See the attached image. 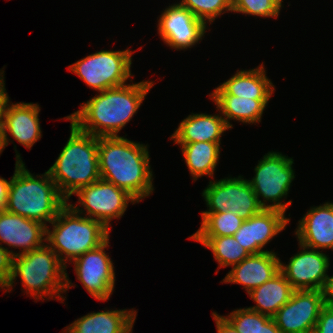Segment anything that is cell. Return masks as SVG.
<instances>
[{"mask_svg": "<svg viewBox=\"0 0 333 333\" xmlns=\"http://www.w3.org/2000/svg\"><path fill=\"white\" fill-rule=\"evenodd\" d=\"M4 70H0V125L4 124V114L7 104L10 103L9 96L5 89Z\"/></svg>", "mask_w": 333, "mask_h": 333, "instance_id": "cell-34", "label": "cell"}, {"mask_svg": "<svg viewBox=\"0 0 333 333\" xmlns=\"http://www.w3.org/2000/svg\"><path fill=\"white\" fill-rule=\"evenodd\" d=\"M295 235L308 248L333 250V203L310 207L298 221Z\"/></svg>", "mask_w": 333, "mask_h": 333, "instance_id": "cell-18", "label": "cell"}, {"mask_svg": "<svg viewBox=\"0 0 333 333\" xmlns=\"http://www.w3.org/2000/svg\"><path fill=\"white\" fill-rule=\"evenodd\" d=\"M305 333H317V332H316L315 329H314V330L307 331V332H305Z\"/></svg>", "mask_w": 333, "mask_h": 333, "instance_id": "cell-40", "label": "cell"}, {"mask_svg": "<svg viewBox=\"0 0 333 333\" xmlns=\"http://www.w3.org/2000/svg\"><path fill=\"white\" fill-rule=\"evenodd\" d=\"M47 171L68 201L80 188L100 179L98 137L80 131L71 122L70 137Z\"/></svg>", "mask_w": 333, "mask_h": 333, "instance_id": "cell-4", "label": "cell"}, {"mask_svg": "<svg viewBox=\"0 0 333 333\" xmlns=\"http://www.w3.org/2000/svg\"><path fill=\"white\" fill-rule=\"evenodd\" d=\"M201 243L212 251L219 268L234 266L250 255L234 236L223 237H188Z\"/></svg>", "mask_w": 333, "mask_h": 333, "instance_id": "cell-26", "label": "cell"}, {"mask_svg": "<svg viewBox=\"0 0 333 333\" xmlns=\"http://www.w3.org/2000/svg\"><path fill=\"white\" fill-rule=\"evenodd\" d=\"M22 249L17 255L30 252L46 243V226L23 216L0 212V245Z\"/></svg>", "mask_w": 333, "mask_h": 333, "instance_id": "cell-15", "label": "cell"}, {"mask_svg": "<svg viewBox=\"0 0 333 333\" xmlns=\"http://www.w3.org/2000/svg\"><path fill=\"white\" fill-rule=\"evenodd\" d=\"M39 113L40 107L37 103H8L3 124L6 146L9 144L10 134L17 142L31 150L42 138Z\"/></svg>", "mask_w": 333, "mask_h": 333, "instance_id": "cell-17", "label": "cell"}, {"mask_svg": "<svg viewBox=\"0 0 333 333\" xmlns=\"http://www.w3.org/2000/svg\"><path fill=\"white\" fill-rule=\"evenodd\" d=\"M224 317L239 333H260V324H264L270 318L247 307L235 309Z\"/></svg>", "mask_w": 333, "mask_h": 333, "instance_id": "cell-30", "label": "cell"}, {"mask_svg": "<svg viewBox=\"0 0 333 333\" xmlns=\"http://www.w3.org/2000/svg\"><path fill=\"white\" fill-rule=\"evenodd\" d=\"M17 253L0 245V289L8 286L13 272V260Z\"/></svg>", "mask_w": 333, "mask_h": 333, "instance_id": "cell-31", "label": "cell"}, {"mask_svg": "<svg viewBox=\"0 0 333 333\" xmlns=\"http://www.w3.org/2000/svg\"><path fill=\"white\" fill-rule=\"evenodd\" d=\"M187 8L206 25L224 13L232 12V0H181L179 3Z\"/></svg>", "mask_w": 333, "mask_h": 333, "instance_id": "cell-28", "label": "cell"}, {"mask_svg": "<svg viewBox=\"0 0 333 333\" xmlns=\"http://www.w3.org/2000/svg\"><path fill=\"white\" fill-rule=\"evenodd\" d=\"M255 166V175L247 182L251 185L255 195L263 209L286 212L292 201L282 202L286 198L291 183L295 178L293 158L280 152L270 151L265 154ZM260 197L263 200H260ZM272 202V204H268Z\"/></svg>", "mask_w": 333, "mask_h": 333, "instance_id": "cell-7", "label": "cell"}, {"mask_svg": "<svg viewBox=\"0 0 333 333\" xmlns=\"http://www.w3.org/2000/svg\"><path fill=\"white\" fill-rule=\"evenodd\" d=\"M129 48L122 51L101 50L68 66L86 85L101 92L127 84L131 73L132 54Z\"/></svg>", "mask_w": 333, "mask_h": 333, "instance_id": "cell-8", "label": "cell"}, {"mask_svg": "<svg viewBox=\"0 0 333 333\" xmlns=\"http://www.w3.org/2000/svg\"><path fill=\"white\" fill-rule=\"evenodd\" d=\"M217 106L227 126L232 129L230 120L255 124L261 122L264 109L269 100H255L233 95H209Z\"/></svg>", "mask_w": 333, "mask_h": 333, "instance_id": "cell-23", "label": "cell"}, {"mask_svg": "<svg viewBox=\"0 0 333 333\" xmlns=\"http://www.w3.org/2000/svg\"><path fill=\"white\" fill-rule=\"evenodd\" d=\"M323 306L322 290H295L272 318L282 333H305L314 330Z\"/></svg>", "mask_w": 333, "mask_h": 333, "instance_id": "cell-13", "label": "cell"}, {"mask_svg": "<svg viewBox=\"0 0 333 333\" xmlns=\"http://www.w3.org/2000/svg\"><path fill=\"white\" fill-rule=\"evenodd\" d=\"M263 63L250 70H237L209 95H233L255 100H270L275 87L266 76Z\"/></svg>", "mask_w": 333, "mask_h": 333, "instance_id": "cell-19", "label": "cell"}, {"mask_svg": "<svg viewBox=\"0 0 333 333\" xmlns=\"http://www.w3.org/2000/svg\"><path fill=\"white\" fill-rule=\"evenodd\" d=\"M221 142H193L180 145L186 166L192 179L196 181L204 175L214 178L219 162Z\"/></svg>", "mask_w": 333, "mask_h": 333, "instance_id": "cell-24", "label": "cell"}, {"mask_svg": "<svg viewBox=\"0 0 333 333\" xmlns=\"http://www.w3.org/2000/svg\"><path fill=\"white\" fill-rule=\"evenodd\" d=\"M324 305L333 308V276H328L323 288Z\"/></svg>", "mask_w": 333, "mask_h": 333, "instance_id": "cell-37", "label": "cell"}, {"mask_svg": "<svg viewBox=\"0 0 333 333\" xmlns=\"http://www.w3.org/2000/svg\"><path fill=\"white\" fill-rule=\"evenodd\" d=\"M260 333H282L276 326L272 317H270L264 324H260Z\"/></svg>", "mask_w": 333, "mask_h": 333, "instance_id": "cell-38", "label": "cell"}, {"mask_svg": "<svg viewBox=\"0 0 333 333\" xmlns=\"http://www.w3.org/2000/svg\"><path fill=\"white\" fill-rule=\"evenodd\" d=\"M301 251L288 264L280 261V271L294 290H323L328 279L330 259L323 251L298 244Z\"/></svg>", "mask_w": 333, "mask_h": 333, "instance_id": "cell-14", "label": "cell"}, {"mask_svg": "<svg viewBox=\"0 0 333 333\" xmlns=\"http://www.w3.org/2000/svg\"><path fill=\"white\" fill-rule=\"evenodd\" d=\"M202 196L209 209L201 213L233 212L243 220L259 214L260 206L253 188L242 176L209 181Z\"/></svg>", "mask_w": 333, "mask_h": 333, "instance_id": "cell-9", "label": "cell"}, {"mask_svg": "<svg viewBox=\"0 0 333 333\" xmlns=\"http://www.w3.org/2000/svg\"><path fill=\"white\" fill-rule=\"evenodd\" d=\"M75 195L78 196L80 206L68 203L77 213L102 222L109 230L111 221L120 219L130 203L137 201L125 190L120 189L113 183L98 179L96 182L80 188Z\"/></svg>", "mask_w": 333, "mask_h": 333, "instance_id": "cell-10", "label": "cell"}, {"mask_svg": "<svg viewBox=\"0 0 333 333\" xmlns=\"http://www.w3.org/2000/svg\"><path fill=\"white\" fill-rule=\"evenodd\" d=\"M16 151L15 171L11 177L6 211L42 223L46 227L68 203L48 171L34 175L26 169Z\"/></svg>", "mask_w": 333, "mask_h": 333, "instance_id": "cell-3", "label": "cell"}, {"mask_svg": "<svg viewBox=\"0 0 333 333\" xmlns=\"http://www.w3.org/2000/svg\"><path fill=\"white\" fill-rule=\"evenodd\" d=\"M230 129L219 114H190L183 119L171 135L175 144L184 145L193 142H221L222 134Z\"/></svg>", "mask_w": 333, "mask_h": 333, "instance_id": "cell-21", "label": "cell"}, {"mask_svg": "<svg viewBox=\"0 0 333 333\" xmlns=\"http://www.w3.org/2000/svg\"><path fill=\"white\" fill-rule=\"evenodd\" d=\"M136 310L91 312L66 326L63 333H132Z\"/></svg>", "mask_w": 333, "mask_h": 333, "instance_id": "cell-20", "label": "cell"}, {"mask_svg": "<svg viewBox=\"0 0 333 333\" xmlns=\"http://www.w3.org/2000/svg\"><path fill=\"white\" fill-rule=\"evenodd\" d=\"M148 146L122 136L98 137L100 178L125 190L139 203L153 191Z\"/></svg>", "mask_w": 333, "mask_h": 333, "instance_id": "cell-2", "label": "cell"}, {"mask_svg": "<svg viewBox=\"0 0 333 333\" xmlns=\"http://www.w3.org/2000/svg\"><path fill=\"white\" fill-rule=\"evenodd\" d=\"M153 81H141L109 88L66 116L80 131L96 137L118 136V133L137 113Z\"/></svg>", "mask_w": 333, "mask_h": 333, "instance_id": "cell-1", "label": "cell"}, {"mask_svg": "<svg viewBox=\"0 0 333 333\" xmlns=\"http://www.w3.org/2000/svg\"><path fill=\"white\" fill-rule=\"evenodd\" d=\"M49 224L53 229L46 227V244L66 268L68 262L102 245L111 231L102 222L77 213L68 203Z\"/></svg>", "mask_w": 333, "mask_h": 333, "instance_id": "cell-6", "label": "cell"}, {"mask_svg": "<svg viewBox=\"0 0 333 333\" xmlns=\"http://www.w3.org/2000/svg\"><path fill=\"white\" fill-rule=\"evenodd\" d=\"M233 236L243 246V248L252 254L251 218L244 220L241 227Z\"/></svg>", "mask_w": 333, "mask_h": 333, "instance_id": "cell-33", "label": "cell"}, {"mask_svg": "<svg viewBox=\"0 0 333 333\" xmlns=\"http://www.w3.org/2000/svg\"><path fill=\"white\" fill-rule=\"evenodd\" d=\"M280 261L277 254L272 250L250 254L239 264L232 266V269L222 281L225 284H240L248 294L280 271Z\"/></svg>", "mask_w": 333, "mask_h": 333, "instance_id": "cell-16", "label": "cell"}, {"mask_svg": "<svg viewBox=\"0 0 333 333\" xmlns=\"http://www.w3.org/2000/svg\"><path fill=\"white\" fill-rule=\"evenodd\" d=\"M290 222L284 212L272 209H263L259 214L251 217L252 254L268 250L263 248L286 228Z\"/></svg>", "mask_w": 333, "mask_h": 333, "instance_id": "cell-25", "label": "cell"}, {"mask_svg": "<svg viewBox=\"0 0 333 333\" xmlns=\"http://www.w3.org/2000/svg\"><path fill=\"white\" fill-rule=\"evenodd\" d=\"M6 147L5 143V133L3 125H0V155Z\"/></svg>", "mask_w": 333, "mask_h": 333, "instance_id": "cell-39", "label": "cell"}, {"mask_svg": "<svg viewBox=\"0 0 333 333\" xmlns=\"http://www.w3.org/2000/svg\"><path fill=\"white\" fill-rule=\"evenodd\" d=\"M157 27L163 42L177 51L199 43L207 29L203 21L179 3L169 5L162 11Z\"/></svg>", "mask_w": 333, "mask_h": 333, "instance_id": "cell-12", "label": "cell"}, {"mask_svg": "<svg viewBox=\"0 0 333 333\" xmlns=\"http://www.w3.org/2000/svg\"><path fill=\"white\" fill-rule=\"evenodd\" d=\"M294 291L284 274L279 271L270 280L248 293L250 298L256 302V306L247 308L273 317L290 300Z\"/></svg>", "mask_w": 333, "mask_h": 333, "instance_id": "cell-22", "label": "cell"}, {"mask_svg": "<svg viewBox=\"0 0 333 333\" xmlns=\"http://www.w3.org/2000/svg\"><path fill=\"white\" fill-rule=\"evenodd\" d=\"M283 0H232V12L259 17L279 16Z\"/></svg>", "mask_w": 333, "mask_h": 333, "instance_id": "cell-29", "label": "cell"}, {"mask_svg": "<svg viewBox=\"0 0 333 333\" xmlns=\"http://www.w3.org/2000/svg\"><path fill=\"white\" fill-rule=\"evenodd\" d=\"M109 238L97 248L87 251L74 261V271L87 292L96 300L106 302L115 287L113 261L106 254Z\"/></svg>", "mask_w": 333, "mask_h": 333, "instance_id": "cell-11", "label": "cell"}, {"mask_svg": "<svg viewBox=\"0 0 333 333\" xmlns=\"http://www.w3.org/2000/svg\"><path fill=\"white\" fill-rule=\"evenodd\" d=\"M314 329L317 333H333V308L322 307Z\"/></svg>", "mask_w": 333, "mask_h": 333, "instance_id": "cell-32", "label": "cell"}, {"mask_svg": "<svg viewBox=\"0 0 333 333\" xmlns=\"http://www.w3.org/2000/svg\"><path fill=\"white\" fill-rule=\"evenodd\" d=\"M10 183L11 179L8 181L5 178L0 177V212L6 211Z\"/></svg>", "mask_w": 333, "mask_h": 333, "instance_id": "cell-36", "label": "cell"}, {"mask_svg": "<svg viewBox=\"0 0 333 333\" xmlns=\"http://www.w3.org/2000/svg\"><path fill=\"white\" fill-rule=\"evenodd\" d=\"M200 228L190 237L233 236L244 220L233 212L201 213Z\"/></svg>", "mask_w": 333, "mask_h": 333, "instance_id": "cell-27", "label": "cell"}, {"mask_svg": "<svg viewBox=\"0 0 333 333\" xmlns=\"http://www.w3.org/2000/svg\"><path fill=\"white\" fill-rule=\"evenodd\" d=\"M212 316L216 324L217 333H239L223 315L220 316L213 312Z\"/></svg>", "mask_w": 333, "mask_h": 333, "instance_id": "cell-35", "label": "cell"}, {"mask_svg": "<svg viewBox=\"0 0 333 333\" xmlns=\"http://www.w3.org/2000/svg\"><path fill=\"white\" fill-rule=\"evenodd\" d=\"M66 272L57 254L45 243L30 252L14 256L13 272L5 293L12 291L15 279L19 276L25 288L23 290H26L24 292L36 301L44 300L47 296L48 300L58 297V300L64 301L66 297L61 294L73 287Z\"/></svg>", "mask_w": 333, "mask_h": 333, "instance_id": "cell-5", "label": "cell"}]
</instances>
